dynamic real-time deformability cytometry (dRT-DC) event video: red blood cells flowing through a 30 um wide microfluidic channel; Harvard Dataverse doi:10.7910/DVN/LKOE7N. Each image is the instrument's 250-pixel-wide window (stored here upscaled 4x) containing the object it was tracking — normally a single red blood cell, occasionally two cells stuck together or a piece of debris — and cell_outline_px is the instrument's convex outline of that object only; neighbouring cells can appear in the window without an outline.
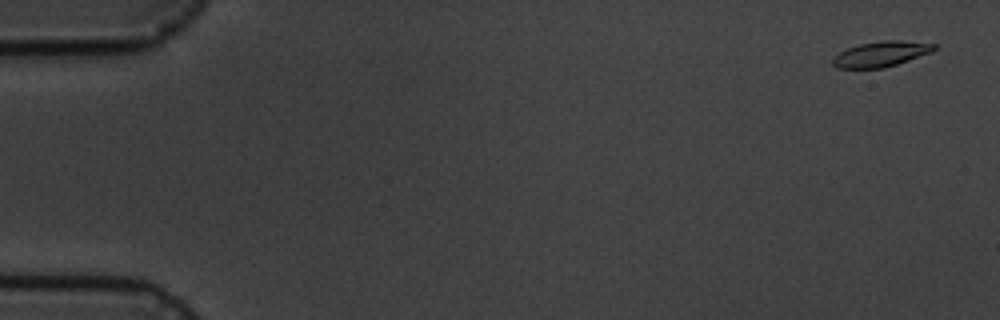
{"species": "common noctule bat (a hibernating species)", "species_latin": "Nyctalus noctula", "temperature_condition": "cold", "stored_images_in_passage": 7, "camera_frame_rate_fps": 3000, "um_per_image_px": 0.085, "animal": {"sex": "male", "body_mass_g": 19.5, "forearm_length_mm": 54.6}, "frame": {"image": 1, "passage_image": 1, "time_ms": 0.0, "image_size_px": [1000, 320], "cell_outline_px": [[936, 48], [932, 52], [884, 68], [836, 68], [832, 64], [832, 60], [840, 52], [848, 48], [860, 44], [880, 40], [900, 40], [936, 44]], "centroid_in_image_um": [74.89, 4.58], "position_along_channel_um": 10.1, "area_um2": 14.85}}
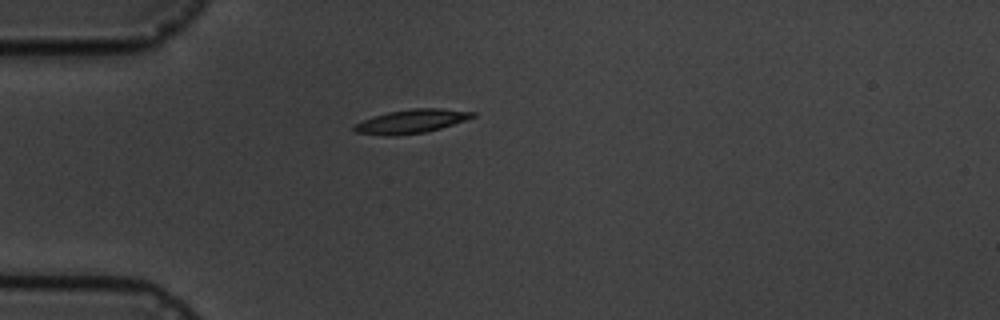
{"frame": {"image": 2, "passage_image": 5, "time_ms": 4.667, "image_size_px": [1000, 320], "cell_outline_px": [[476, 116], [440, 128], [424, 132], [396, 136], [388, 136], [356, 132], [352, 128], [352, 124], [372, 116], [388, 112], [412, 108], [440, 108], [476, 112]], "centroid_in_image_um": [34.91, 10.31], "position_along_channel_um": 50.1, "area_um2": 16.42}}
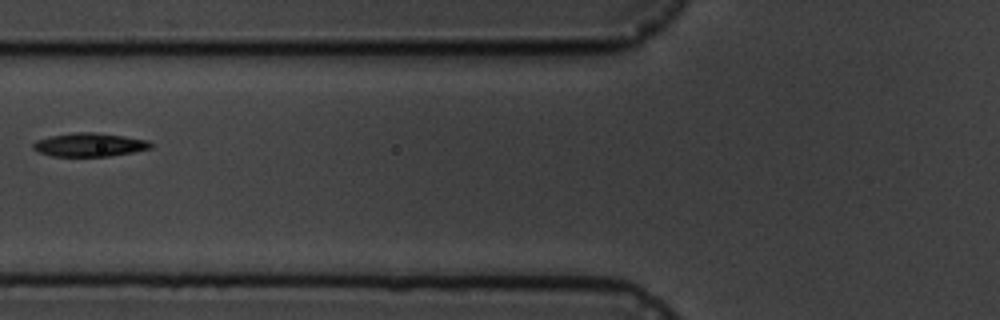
{"frame": {"image": 3, "passage_image": 7, "time_ms": 7.0, "image_size_px": [1000, 320], "cell_outline_px": [[152, 148], [132, 152], [108, 156], [52, 156], [40, 152], [32, 148], [32, 144], [36, 140], [52, 136], [72, 132], [96, 132], [124, 136], [148, 140], [152, 144]], "centroid_in_image_um": [7.61, 12.3], "position_along_channel_um": 118.2, "area_um2": 16.07}}